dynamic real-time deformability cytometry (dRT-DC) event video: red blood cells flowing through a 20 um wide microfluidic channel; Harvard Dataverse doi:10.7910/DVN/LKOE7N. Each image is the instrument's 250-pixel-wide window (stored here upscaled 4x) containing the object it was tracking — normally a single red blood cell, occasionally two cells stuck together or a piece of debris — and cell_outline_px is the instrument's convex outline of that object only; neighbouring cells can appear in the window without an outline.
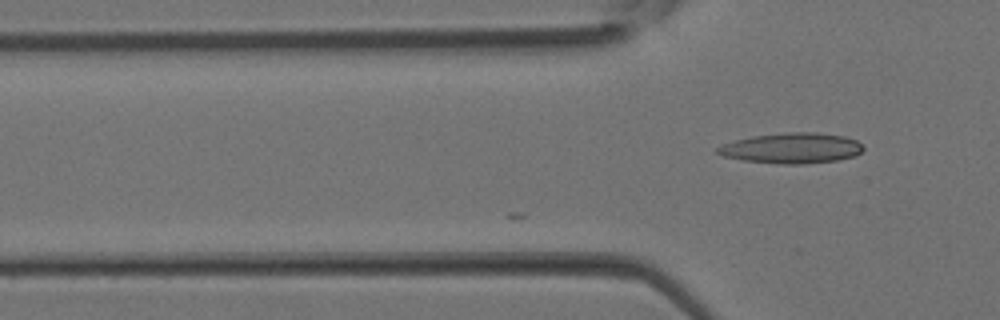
{"species": "Egyptian fruit bat (a non-hibernating species)", "species_latin": "Rousettus aegyptiacus", "temperature_condition": "room temperature", "stored_images_in_passage": 11, "camera_frame_rate_fps": 3000, "um_per_image_px": 0.085, "animal": {"sex": "female"}, "frame": {"image": 1, "passage_image": 11, "time_ms": 3.333, "image_size_px": [1000, 320], "cell_outline_px": [[864, 148], [856, 156], [840, 160], [804, 164], [780, 164], [744, 160], [724, 156], [716, 152], [716, 148], [724, 144], [736, 140], [752, 136], [788, 132], [816, 132], [844, 136], [856, 140]], "centroid_in_image_um": [67.33, 12.59], "position_along_channel_um": 58.5, "area_um2": 25.84}}